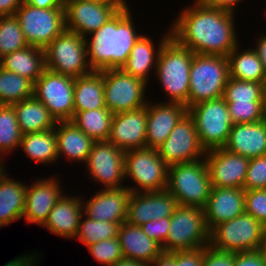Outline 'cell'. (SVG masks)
<instances>
[{
    "mask_svg": "<svg viewBox=\"0 0 266 266\" xmlns=\"http://www.w3.org/2000/svg\"><path fill=\"white\" fill-rule=\"evenodd\" d=\"M266 263V226H264L260 247L258 250Z\"/></svg>",
    "mask_w": 266,
    "mask_h": 266,
    "instance_id": "56",
    "label": "cell"
},
{
    "mask_svg": "<svg viewBox=\"0 0 266 266\" xmlns=\"http://www.w3.org/2000/svg\"><path fill=\"white\" fill-rule=\"evenodd\" d=\"M87 249L93 259L104 266H111L124 257L118 237L102 240L87 246Z\"/></svg>",
    "mask_w": 266,
    "mask_h": 266,
    "instance_id": "41",
    "label": "cell"
},
{
    "mask_svg": "<svg viewBox=\"0 0 266 266\" xmlns=\"http://www.w3.org/2000/svg\"><path fill=\"white\" fill-rule=\"evenodd\" d=\"M113 115L107 108H101L74 112L70 121L94 141H107Z\"/></svg>",
    "mask_w": 266,
    "mask_h": 266,
    "instance_id": "35",
    "label": "cell"
},
{
    "mask_svg": "<svg viewBox=\"0 0 266 266\" xmlns=\"http://www.w3.org/2000/svg\"><path fill=\"white\" fill-rule=\"evenodd\" d=\"M202 266H234V252H223L205 246Z\"/></svg>",
    "mask_w": 266,
    "mask_h": 266,
    "instance_id": "46",
    "label": "cell"
},
{
    "mask_svg": "<svg viewBox=\"0 0 266 266\" xmlns=\"http://www.w3.org/2000/svg\"><path fill=\"white\" fill-rule=\"evenodd\" d=\"M193 55L189 48L180 45L172 36L164 43L154 75L167 97V101L162 102L181 103L187 107Z\"/></svg>",
    "mask_w": 266,
    "mask_h": 266,
    "instance_id": "3",
    "label": "cell"
},
{
    "mask_svg": "<svg viewBox=\"0 0 266 266\" xmlns=\"http://www.w3.org/2000/svg\"><path fill=\"white\" fill-rule=\"evenodd\" d=\"M149 266H176V252H162Z\"/></svg>",
    "mask_w": 266,
    "mask_h": 266,
    "instance_id": "53",
    "label": "cell"
},
{
    "mask_svg": "<svg viewBox=\"0 0 266 266\" xmlns=\"http://www.w3.org/2000/svg\"><path fill=\"white\" fill-rule=\"evenodd\" d=\"M58 177V178H57ZM59 176L37 178L27 184L25 208L22 218L27 224H37L40 227L47 220L51 209L65 193Z\"/></svg>",
    "mask_w": 266,
    "mask_h": 266,
    "instance_id": "18",
    "label": "cell"
},
{
    "mask_svg": "<svg viewBox=\"0 0 266 266\" xmlns=\"http://www.w3.org/2000/svg\"><path fill=\"white\" fill-rule=\"evenodd\" d=\"M126 4L64 0L66 30L86 37L102 27Z\"/></svg>",
    "mask_w": 266,
    "mask_h": 266,
    "instance_id": "16",
    "label": "cell"
},
{
    "mask_svg": "<svg viewBox=\"0 0 266 266\" xmlns=\"http://www.w3.org/2000/svg\"><path fill=\"white\" fill-rule=\"evenodd\" d=\"M140 227L150 239L163 246L169 234L170 218L164 217L160 220H150Z\"/></svg>",
    "mask_w": 266,
    "mask_h": 266,
    "instance_id": "45",
    "label": "cell"
},
{
    "mask_svg": "<svg viewBox=\"0 0 266 266\" xmlns=\"http://www.w3.org/2000/svg\"><path fill=\"white\" fill-rule=\"evenodd\" d=\"M124 175L125 181L132 180L134 186H126L131 192H154L167 188L168 166L154 148L126 151Z\"/></svg>",
    "mask_w": 266,
    "mask_h": 266,
    "instance_id": "6",
    "label": "cell"
},
{
    "mask_svg": "<svg viewBox=\"0 0 266 266\" xmlns=\"http://www.w3.org/2000/svg\"><path fill=\"white\" fill-rule=\"evenodd\" d=\"M189 73L187 109L200 102L223 97L229 79L227 57L194 53Z\"/></svg>",
    "mask_w": 266,
    "mask_h": 266,
    "instance_id": "4",
    "label": "cell"
},
{
    "mask_svg": "<svg viewBox=\"0 0 266 266\" xmlns=\"http://www.w3.org/2000/svg\"><path fill=\"white\" fill-rule=\"evenodd\" d=\"M150 35L146 33L134 44L126 63L122 66V70L134 77H138L147 84L154 79L153 76L157 66L158 57L164 43L171 37V30L165 29L161 33L160 40L158 39V46L156 40L149 38ZM153 70V71H152ZM153 72V73H152Z\"/></svg>",
    "mask_w": 266,
    "mask_h": 266,
    "instance_id": "23",
    "label": "cell"
},
{
    "mask_svg": "<svg viewBox=\"0 0 266 266\" xmlns=\"http://www.w3.org/2000/svg\"><path fill=\"white\" fill-rule=\"evenodd\" d=\"M122 223L96 221L90 219L83 213L74 239L80 241V243L87 247L102 240L116 238L118 237L119 228Z\"/></svg>",
    "mask_w": 266,
    "mask_h": 266,
    "instance_id": "38",
    "label": "cell"
},
{
    "mask_svg": "<svg viewBox=\"0 0 266 266\" xmlns=\"http://www.w3.org/2000/svg\"><path fill=\"white\" fill-rule=\"evenodd\" d=\"M223 148L248 159L266 155V121L233 124Z\"/></svg>",
    "mask_w": 266,
    "mask_h": 266,
    "instance_id": "26",
    "label": "cell"
},
{
    "mask_svg": "<svg viewBox=\"0 0 266 266\" xmlns=\"http://www.w3.org/2000/svg\"><path fill=\"white\" fill-rule=\"evenodd\" d=\"M179 206L204 208L212 189L205 159L168 167L167 188Z\"/></svg>",
    "mask_w": 266,
    "mask_h": 266,
    "instance_id": "5",
    "label": "cell"
},
{
    "mask_svg": "<svg viewBox=\"0 0 266 266\" xmlns=\"http://www.w3.org/2000/svg\"><path fill=\"white\" fill-rule=\"evenodd\" d=\"M199 1L209 7L220 8L237 13L236 8L237 10H239L238 4L240 5L241 3L243 4L244 0H199Z\"/></svg>",
    "mask_w": 266,
    "mask_h": 266,
    "instance_id": "50",
    "label": "cell"
},
{
    "mask_svg": "<svg viewBox=\"0 0 266 266\" xmlns=\"http://www.w3.org/2000/svg\"><path fill=\"white\" fill-rule=\"evenodd\" d=\"M118 239L125 258L150 264L163 250L155 240L150 239L140 226L131 225L127 221L120 225Z\"/></svg>",
    "mask_w": 266,
    "mask_h": 266,
    "instance_id": "28",
    "label": "cell"
},
{
    "mask_svg": "<svg viewBox=\"0 0 266 266\" xmlns=\"http://www.w3.org/2000/svg\"><path fill=\"white\" fill-rule=\"evenodd\" d=\"M47 69L74 78L92 72L85 37L65 30L44 49Z\"/></svg>",
    "mask_w": 266,
    "mask_h": 266,
    "instance_id": "9",
    "label": "cell"
},
{
    "mask_svg": "<svg viewBox=\"0 0 266 266\" xmlns=\"http://www.w3.org/2000/svg\"><path fill=\"white\" fill-rule=\"evenodd\" d=\"M34 84L0 67V104L12 105L33 96Z\"/></svg>",
    "mask_w": 266,
    "mask_h": 266,
    "instance_id": "36",
    "label": "cell"
},
{
    "mask_svg": "<svg viewBox=\"0 0 266 266\" xmlns=\"http://www.w3.org/2000/svg\"><path fill=\"white\" fill-rule=\"evenodd\" d=\"M22 133L17 122L16 112L12 105L0 106V160L18 150Z\"/></svg>",
    "mask_w": 266,
    "mask_h": 266,
    "instance_id": "37",
    "label": "cell"
},
{
    "mask_svg": "<svg viewBox=\"0 0 266 266\" xmlns=\"http://www.w3.org/2000/svg\"><path fill=\"white\" fill-rule=\"evenodd\" d=\"M245 190L242 188L212 187L204 210L206 226L211 231L224 221L245 212Z\"/></svg>",
    "mask_w": 266,
    "mask_h": 266,
    "instance_id": "24",
    "label": "cell"
},
{
    "mask_svg": "<svg viewBox=\"0 0 266 266\" xmlns=\"http://www.w3.org/2000/svg\"><path fill=\"white\" fill-rule=\"evenodd\" d=\"M6 225L0 221V229L1 227H5Z\"/></svg>",
    "mask_w": 266,
    "mask_h": 266,
    "instance_id": "60",
    "label": "cell"
},
{
    "mask_svg": "<svg viewBox=\"0 0 266 266\" xmlns=\"http://www.w3.org/2000/svg\"><path fill=\"white\" fill-rule=\"evenodd\" d=\"M264 225L247 213L219 223L210 231V246L223 252L259 250Z\"/></svg>",
    "mask_w": 266,
    "mask_h": 266,
    "instance_id": "10",
    "label": "cell"
},
{
    "mask_svg": "<svg viewBox=\"0 0 266 266\" xmlns=\"http://www.w3.org/2000/svg\"><path fill=\"white\" fill-rule=\"evenodd\" d=\"M205 247L176 251V266H202Z\"/></svg>",
    "mask_w": 266,
    "mask_h": 266,
    "instance_id": "47",
    "label": "cell"
},
{
    "mask_svg": "<svg viewBox=\"0 0 266 266\" xmlns=\"http://www.w3.org/2000/svg\"><path fill=\"white\" fill-rule=\"evenodd\" d=\"M260 36V37H259ZM255 42L252 45V48L256 51L259 59L263 64L264 71L266 73V34L261 33L256 36Z\"/></svg>",
    "mask_w": 266,
    "mask_h": 266,
    "instance_id": "51",
    "label": "cell"
},
{
    "mask_svg": "<svg viewBox=\"0 0 266 266\" xmlns=\"http://www.w3.org/2000/svg\"><path fill=\"white\" fill-rule=\"evenodd\" d=\"M6 163H4L2 160H0V174L7 168V165L5 166Z\"/></svg>",
    "mask_w": 266,
    "mask_h": 266,
    "instance_id": "59",
    "label": "cell"
},
{
    "mask_svg": "<svg viewBox=\"0 0 266 266\" xmlns=\"http://www.w3.org/2000/svg\"><path fill=\"white\" fill-rule=\"evenodd\" d=\"M150 99L147 103L146 147L157 149L188 113V109L181 103L155 102Z\"/></svg>",
    "mask_w": 266,
    "mask_h": 266,
    "instance_id": "22",
    "label": "cell"
},
{
    "mask_svg": "<svg viewBox=\"0 0 266 266\" xmlns=\"http://www.w3.org/2000/svg\"><path fill=\"white\" fill-rule=\"evenodd\" d=\"M23 3H27L36 8H64L63 0H23Z\"/></svg>",
    "mask_w": 266,
    "mask_h": 266,
    "instance_id": "54",
    "label": "cell"
},
{
    "mask_svg": "<svg viewBox=\"0 0 266 266\" xmlns=\"http://www.w3.org/2000/svg\"><path fill=\"white\" fill-rule=\"evenodd\" d=\"M23 0H0V16L15 15Z\"/></svg>",
    "mask_w": 266,
    "mask_h": 266,
    "instance_id": "52",
    "label": "cell"
},
{
    "mask_svg": "<svg viewBox=\"0 0 266 266\" xmlns=\"http://www.w3.org/2000/svg\"><path fill=\"white\" fill-rule=\"evenodd\" d=\"M264 83L229 77L223 93L226 102H263Z\"/></svg>",
    "mask_w": 266,
    "mask_h": 266,
    "instance_id": "40",
    "label": "cell"
},
{
    "mask_svg": "<svg viewBox=\"0 0 266 266\" xmlns=\"http://www.w3.org/2000/svg\"><path fill=\"white\" fill-rule=\"evenodd\" d=\"M234 266H266L261 253L256 251L234 253Z\"/></svg>",
    "mask_w": 266,
    "mask_h": 266,
    "instance_id": "48",
    "label": "cell"
},
{
    "mask_svg": "<svg viewBox=\"0 0 266 266\" xmlns=\"http://www.w3.org/2000/svg\"><path fill=\"white\" fill-rule=\"evenodd\" d=\"M245 213L266 226V189L245 190Z\"/></svg>",
    "mask_w": 266,
    "mask_h": 266,
    "instance_id": "43",
    "label": "cell"
},
{
    "mask_svg": "<svg viewBox=\"0 0 266 266\" xmlns=\"http://www.w3.org/2000/svg\"><path fill=\"white\" fill-rule=\"evenodd\" d=\"M28 46L15 15L0 16V59Z\"/></svg>",
    "mask_w": 266,
    "mask_h": 266,
    "instance_id": "39",
    "label": "cell"
},
{
    "mask_svg": "<svg viewBox=\"0 0 266 266\" xmlns=\"http://www.w3.org/2000/svg\"><path fill=\"white\" fill-rule=\"evenodd\" d=\"M252 189H266V155L249 161L244 190Z\"/></svg>",
    "mask_w": 266,
    "mask_h": 266,
    "instance_id": "44",
    "label": "cell"
},
{
    "mask_svg": "<svg viewBox=\"0 0 266 266\" xmlns=\"http://www.w3.org/2000/svg\"><path fill=\"white\" fill-rule=\"evenodd\" d=\"M178 206L175 197L167 190L132 192L128 202L127 222L141 226L150 220L170 218Z\"/></svg>",
    "mask_w": 266,
    "mask_h": 266,
    "instance_id": "19",
    "label": "cell"
},
{
    "mask_svg": "<svg viewBox=\"0 0 266 266\" xmlns=\"http://www.w3.org/2000/svg\"><path fill=\"white\" fill-rule=\"evenodd\" d=\"M39 252L34 253V250L32 251V253L25 252V254H21L20 256H16L14 259H11L10 261H8L7 263H5V265L3 266H37L40 265L41 263L38 260H42L40 254H38ZM40 255V257H39ZM38 257V258H36ZM39 263V264H38Z\"/></svg>",
    "mask_w": 266,
    "mask_h": 266,
    "instance_id": "49",
    "label": "cell"
},
{
    "mask_svg": "<svg viewBox=\"0 0 266 266\" xmlns=\"http://www.w3.org/2000/svg\"><path fill=\"white\" fill-rule=\"evenodd\" d=\"M124 156L125 151L109 141H95L85 163L86 175H89L90 181L101 185L100 189H118L127 186Z\"/></svg>",
    "mask_w": 266,
    "mask_h": 266,
    "instance_id": "14",
    "label": "cell"
},
{
    "mask_svg": "<svg viewBox=\"0 0 266 266\" xmlns=\"http://www.w3.org/2000/svg\"><path fill=\"white\" fill-rule=\"evenodd\" d=\"M106 108L113 114L147 105L149 84L122 69L103 70ZM146 93V94H145Z\"/></svg>",
    "mask_w": 266,
    "mask_h": 266,
    "instance_id": "12",
    "label": "cell"
},
{
    "mask_svg": "<svg viewBox=\"0 0 266 266\" xmlns=\"http://www.w3.org/2000/svg\"><path fill=\"white\" fill-rule=\"evenodd\" d=\"M235 15L195 0L174 17L169 25L171 36L193 53L227 57L241 43Z\"/></svg>",
    "mask_w": 266,
    "mask_h": 266,
    "instance_id": "1",
    "label": "cell"
},
{
    "mask_svg": "<svg viewBox=\"0 0 266 266\" xmlns=\"http://www.w3.org/2000/svg\"><path fill=\"white\" fill-rule=\"evenodd\" d=\"M204 159L212 187L244 189L250 159L225 148L206 151Z\"/></svg>",
    "mask_w": 266,
    "mask_h": 266,
    "instance_id": "17",
    "label": "cell"
},
{
    "mask_svg": "<svg viewBox=\"0 0 266 266\" xmlns=\"http://www.w3.org/2000/svg\"><path fill=\"white\" fill-rule=\"evenodd\" d=\"M188 114L194 120L200 144L205 151L226 145L233 122L223 97L191 106Z\"/></svg>",
    "mask_w": 266,
    "mask_h": 266,
    "instance_id": "8",
    "label": "cell"
},
{
    "mask_svg": "<svg viewBox=\"0 0 266 266\" xmlns=\"http://www.w3.org/2000/svg\"><path fill=\"white\" fill-rule=\"evenodd\" d=\"M157 150L168 167L203 159L206 154L200 144L194 120L188 113Z\"/></svg>",
    "mask_w": 266,
    "mask_h": 266,
    "instance_id": "15",
    "label": "cell"
},
{
    "mask_svg": "<svg viewBox=\"0 0 266 266\" xmlns=\"http://www.w3.org/2000/svg\"><path fill=\"white\" fill-rule=\"evenodd\" d=\"M87 198L81 196L84 214L90 219L107 222H125L128 214V202L132 192L126 187L118 189H100Z\"/></svg>",
    "mask_w": 266,
    "mask_h": 266,
    "instance_id": "21",
    "label": "cell"
},
{
    "mask_svg": "<svg viewBox=\"0 0 266 266\" xmlns=\"http://www.w3.org/2000/svg\"><path fill=\"white\" fill-rule=\"evenodd\" d=\"M111 266H149V265L139 260L123 257L119 261L112 264Z\"/></svg>",
    "mask_w": 266,
    "mask_h": 266,
    "instance_id": "55",
    "label": "cell"
},
{
    "mask_svg": "<svg viewBox=\"0 0 266 266\" xmlns=\"http://www.w3.org/2000/svg\"><path fill=\"white\" fill-rule=\"evenodd\" d=\"M263 120L266 121V84L263 92Z\"/></svg>",
    "mask_w": 266,
    "mask_h": 266,
    "instance_id": "58",
    "label": "cell"
},
{
    "mask_svg": "<svg viewBox=\"0 0 266 266\" xmlns=\"http://www.w3.org/2000/svg\"><path fill=\"white\" fill-rule=\"evenodd\" d=\"M147 105L131 111L115 113L108 140L122 151L146 148Z\"/></svg>",
    "mask_w": 266,
    "mask_h": 266,
    "instance_id": "20",
    "label": "cell"
},
{
    "mask_svg": "<svg viewBox=\"0 0 266 266\" xmlns=\"http://www.w3.org/2000/svg\"><path fill=\"white\" fill-rule=\"evenodd\" d=\"M66 193L65 191L51 209L47 220L41 227L46 228L51 234L73 240L84 213L83 204L81 196Z\"/></svg>",
    "mask_w": 266,
    "mask_h": 266,
    "instance_id": "25",
    "label": "cell"
},
{
    "mask_svg": "<svg viewBox=\"0 0 266 266\" xmlns=\"http://www.w3.org/2000/svg\"><path fill=\"white\" fill-rule=\"evenodd\" d=\"M129 5L128 2L102 27L85 37L88 62L93 71L121 69L142 35L137 31Z\"/></svg>",
    "mask_w": 266,
    "mask_h": 266,
    "instance_id": "2",
    "label": "cell"
},
{
    "mask_svg": "<svg viewBox=\"0 0 266 266\" xmlns=\"http://www.w3.org/2000/svg\"><path fill=\"white\" fill-rule=\"evenodd\" d=\"M28 45L45 49L66 30L64 8H36L22 3L15 13Z\"/></svg>",
    "mask_w": 266,
    "mask_h": 266,
    "instance_id": "11",
    "label": "cell"
},
{
    "mask_svg": "<svg viewBox=\"0 0 266 266\" xmlns=\"http://www.w3.org/2000/svg\"><path fill=\"white\" fill-rule=\"evenodd\" d=\"M17 116V122L22 134L42 132L54 129L55 118L46 106L34 95L30 98L12 104Z\"/></svg>",
    "mask_w": 266,
    "mask_h": 266,
    "instance_id": "32",
    "label": "cell"
},
{
    "mask_svg": "<svg viewBox=\"0 0 266 266\" xmlns=\"http://www.w3.org/2000/svg\"><path fill=\"white\" fill-rule=\"evenodd\" d=\"M19 147L35 163L48 166L59 162L55 128L23 134Z\"/></svg>",
    "mask_w": 266,
    "mask_h": 266,
    "instance_id": "34",
    "label": "cell"
},
{
    "mask_svg": "<svg viewBox=\"0 0 266 266\" xmlns=\"http://www.w3.org/2000/svg\"><path fill=\"white\" fill-rule=\"evenodd\" d=\"M75 78L45 69L34 82L33 95L42 102L56 121L71 120L74 115Z\"/></svg>",
    "mask_w": 266,
    "mask_h": 266,
    "instance_id": "13",
    "label": "cell"
},
{
    "mask_svg": "<svg viewBox=\"0 0 266 266\" xmlns=\"http://www.w3.org/2000/svg\"><path fill=\"white\" fill-rule=\"evenodd\" d=\"M233 124L263 120V102H226Z\"/></svg>",
    "mask_w": 266,
    "mask_h": 266,
    "instance_id": "42",
    "label": "cell"
},
{
    "mask_svg": "<svg viewBox=\"0 0 266 266\" xmlns=\"http://www.w3.org/2000/svg\"><path fill=\"white\" fill-rule=\"evenodd\" d=\"M74 112L106 108L103 71H92L75 78Z\"/></svg>",
    "mask_w": 266,
    "mask_h": 266,
    "instance_id": "31",
    "label": "cell"
},
{
    "mask_svg": "<svg viewBox=\"0 0 266 266\" xmlns=\"http://www.w3.org/2000/svg\"><path fill=\"white\" fill-rule=\"evenodd\" d=\"M93 2H102V3H127L128 0H87Z\"/></svg>",
    "mask_w": 266,
    "mask_h": 266,
    "instance_id": "57",
    "label": "cell"
},
{
    "mask_svg": "<svg viewBox=\"0 0 266 266\" xmlns=\"http://www.w3.org/2000/svg\"><path fill=\"white\" fill-rule=\"evenodd\" d=\"M241 45L239 43L227 56L229 77L266 84V73L256 51L252 46L244 50Z\"/></svg>",
    "mask_w": 266,
    "mask_h": 266,
    "instance_id": "33",
    "label": "cell"
},
{
    "mask_svg": "<svg viewBox=\"0 0 266 266\" xmlns=\"http://www.w3.org/2000/svg\"><path fill=\"white\" fill-rule=\"evenodd\" d=\"M58 160L62 157L70 163H86L95 141L70 120L57 121L55 126Z\"/></svg>",
    "mask_w": 266,
    "mask_h": 266,
    "instance_id": "27",
    "label": "cell"
},
{
    "mask_svg": "<svg viewBox=\"0 0 266 266\" xmlns=\"http://www.w3.org/2000/svg\"><path fill=\"white\" fill-rule=\"evenodd\" d=\"M6 170L0 174V221L9 226L22 219L27 183L10 177Z\"/></svg>",
    "mask_w": 266,
    "mask_h": 266,
    "instance_id": "29",
    "label": "cell"
},
{
    "mask_svg": "<svg viewBox=\"0 0 266 266\" xmlns=\"http://www.w3.org/2000/svg\"><path fill=\"white\" fill-rule=\"evenodd\" d=\"M1 67L34 84L46 69L44 49L28 45L21 50L11 52L1 58Z\"/></svg>",
    "mask_w": 266,
    "mask_h": 266,
    "instance_id": "30",
    "label": "cell"
},
{
    "mask_svg": "<svg viewBox=\"0 0 266 266\" xmlns=\"http://www.w3.org/2000/svg\"><path fill=\"white\" fill-rule=\"evenodd\" d=\"M168 237L163 252H176L202 248L210 244V231L206 226L204 210L199 207L177 206L170 217Z\"/></svg>",
    "mask_w": 266,
    "mask_h": 266,
    "instance_id": "7",
    "label": "cell"
}]
</instances>
